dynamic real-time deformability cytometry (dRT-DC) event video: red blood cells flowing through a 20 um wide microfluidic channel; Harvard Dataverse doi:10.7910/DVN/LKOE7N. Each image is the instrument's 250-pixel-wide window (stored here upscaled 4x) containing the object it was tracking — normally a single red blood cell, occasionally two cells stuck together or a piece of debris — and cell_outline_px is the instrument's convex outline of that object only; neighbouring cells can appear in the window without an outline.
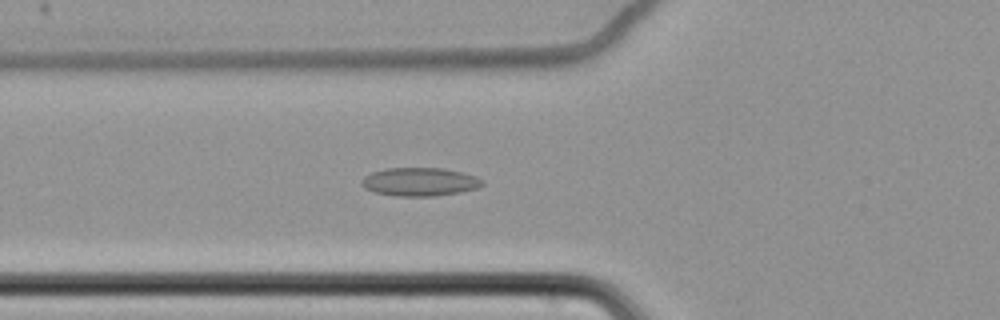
{"species": "common noctule bat (a hibernating species)", "species_latin": "Nyctalus noctula", "temperature_condition": "cold", "stored_images_in_passage": 65, "camera_frame_rate_fps": 3000, "um_per_image_px": 0.085, "animal": {"sex": "female", "body_mass_g": 22.7, "forearm_length_mm": 54.2}, "frame": {"image": 1, "passage_image": 27, "time_ms": 8.667, "image_size_px": [1000, 320], "cell_outline_px": [[484, 184], [476, 188], [460, 192], [432, 196], [396, 196], [376, 192], [364, 188], [360, 184], [360, 180], [364, 176], [372, 172], [384, 168], [444, 168], [476, 176], [484, 180]], "centroid_in_image_um": [35.65, 15.45], "position_along_channel_um": 90.1, "area_um2": 20.0}}
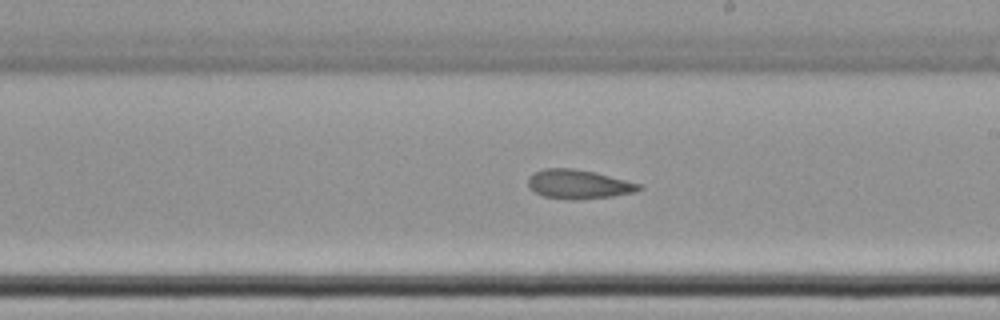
{"frame": {"image": 2, "passage_image": 40, "time_ms": 13.0, "image_size_px": [1000, 320], "cell_outline_px": [[644, 188], [636, 192], [612, 196], [576, 200], [572, 200], [544, 196], [536, 192], [528, 184], [528, 180], [536, 172], [544, 168], [572, 168], [596, 172], [640, 184]], "centroid_in_image_um": [49.23, 15.66], "position_along_channel_um": 239.8, "area_um2": 18.61}}
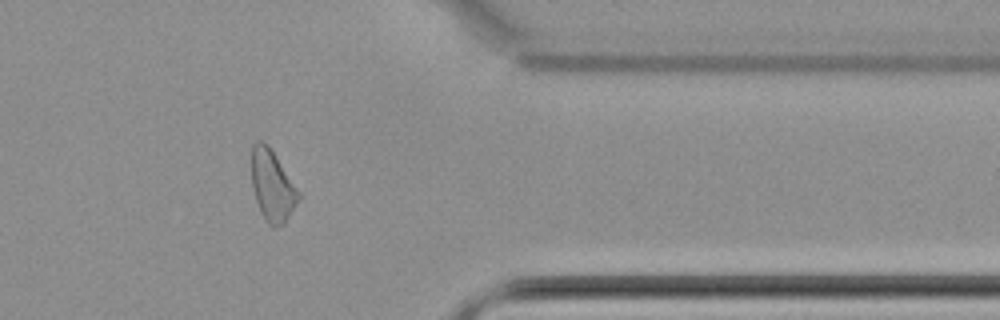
{"frame": {"image": 3, "passage_image": 54, "time_ms": 17.667, "image_size_px": [1000, 320], "cell_outline_px": [[300, 200], [284, 224], [276, 228], [268, 224], [264, 220], [260, 212], [252, 188], [252, 144], [256, 140], [260, 140], [268, 144], [300, 192]], "centroid_in_image_um": [23.15, 15.81], "position_along_channel_um": 388.3, "area_um2": 19.65}, "authors_computed_cell_mechanics": {"area_um2": 20.2878, "velocity_mm_per_s": 3.4559, "shape_relaxation_time_tau1_ms": null, "shape_relaxation_time_tau2_ms": 3.3082, "deformation_change_tau1": null, "deformation_change_tau2": 0.1206}}